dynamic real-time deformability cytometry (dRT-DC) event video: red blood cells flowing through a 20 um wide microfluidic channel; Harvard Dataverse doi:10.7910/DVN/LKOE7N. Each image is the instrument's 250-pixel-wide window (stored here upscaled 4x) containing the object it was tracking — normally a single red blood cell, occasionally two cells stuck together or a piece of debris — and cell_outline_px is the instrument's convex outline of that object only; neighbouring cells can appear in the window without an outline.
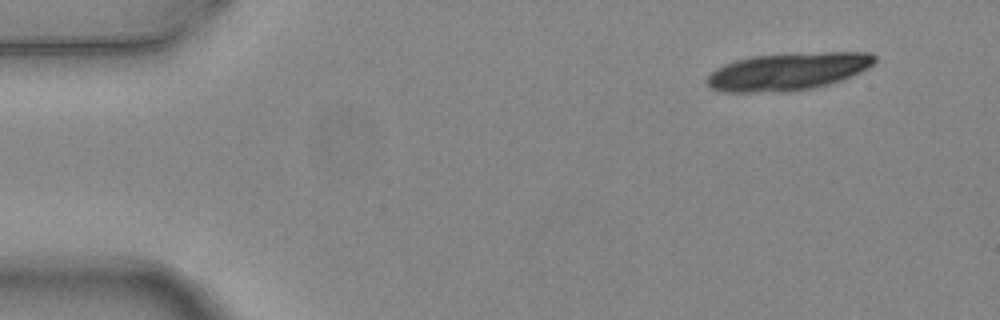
{"species": "common noctule bat (a hibernating species)", "species_latin": "Nyctalus noctula", "temperature_condition": "warm", "stored_images_in_passage": 6, "camera_frame_rate_fps": 3000, "um_per_image_px": 0.085, "animal": {"sex": "female", "body_mass_g": 24.6, "forearm_length_mm": 56.2}, "frame": {"image": 1, "passage_image": 1, "time_ms": 0.0, "image_size_px": [1000, 320], "cell_outline_px": [[876, 60], [868, 68], [852, 76], [828, 84], [812, 88], [752, 92], [724, 92], [712, 88], [704, 80], [716, 68], [724, 64], [736, 60], [752, 56], [792, 52], [872, 52], [876, 56]], "centroid_in_image_um": [66.99, 6.04], "position_along_channel_um": 18.0, "area_um2": 36.59}}